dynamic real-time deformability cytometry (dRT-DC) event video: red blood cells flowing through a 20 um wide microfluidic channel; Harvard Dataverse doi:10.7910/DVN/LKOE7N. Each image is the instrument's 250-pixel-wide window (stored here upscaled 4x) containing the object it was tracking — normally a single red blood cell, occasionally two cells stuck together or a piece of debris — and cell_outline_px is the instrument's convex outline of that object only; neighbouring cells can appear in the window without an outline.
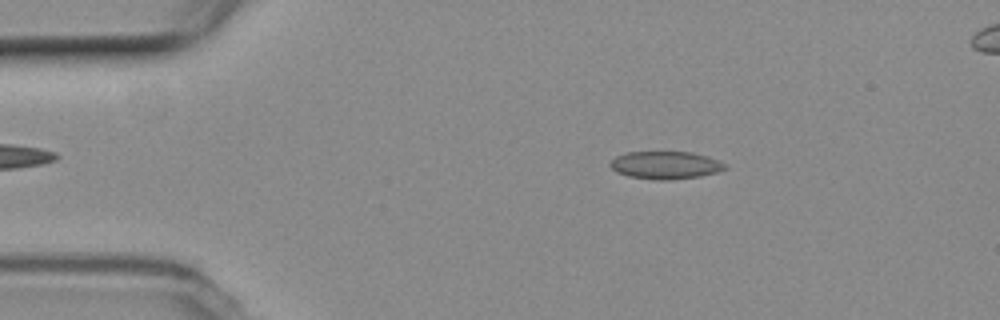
{"species": "common noctule bat (a hibernating species)", "species_latin": "Nyctalus noctula", "temperature_condition": "room temperature", "stored_images_in_passage": 21, "camera_frame_rate_fps": 3000, "um_per_image_px": 0.085, "animal": {"sex": "female", "body_mass_g": 19.3, "forearm_length_mm": 54.1}, "frame": {"image": 1, "passage_image": 3, "time_ms": 0.667, "image_size_px": [1000, 320], "cell_outline_px": [[728, 168], [716, 172], [700, 176], [672, 180], [656, 180], [628, 176], [616, 172], [608, 164], [616, 156], [628, 152], [692, 152], [728, 164]], "centroid_in_image_um": [56.55, 14.04], "position_along_channel_um": 28.4, "area_um2": 18.5}}
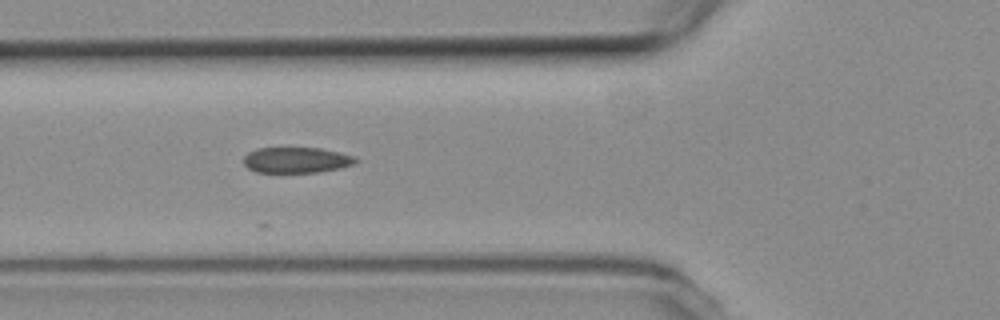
{"frame": {"image": 2, "passage_image": 13, "time_ms": 4.0, "image_size_px": [1000, 320], "cell_outline_px": [[356, 160], [352, 164], [340, 168], [316, 172], [256, 172], [248, 168], [244, 164], [244, 156], [248, 152], [256, 148], [320, 148], [340, 152], [356, 156]], "centroid_in_image_um": [25.17, 13.59], "position_along_channel_um": 100.6, "area_um2": 16.7}}
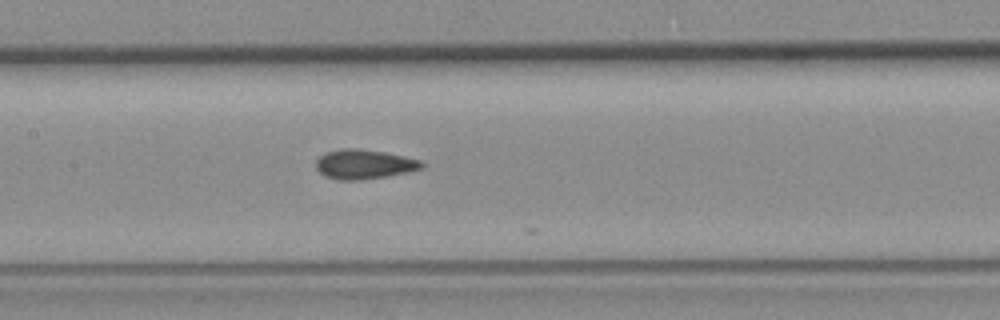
{"frame": {"image": 3, "passage_image": 19, "time_ms": 6.0, "image_size_px": [1000, 320], "cell_outline_px": [[424, 168], [408, 172], [388, 176], [360, 180], [336, 180], [324, 176], [316, 168], [316, 160], [320, 156], [328, 152], [340, 148], [356, 148], [384, 152], [404, 156], [420, 160], [424, 164]], "centroid_in_image_um": [30.95, 13.97], "position_along_channel_um": 176.5, "area_um2": 18.26}}